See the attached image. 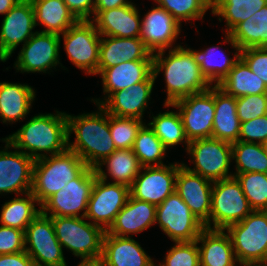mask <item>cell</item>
Segmentation results:
<instances>
[{"mask_svg": "<svg viewBox=\"0 0 267 266\" xmlns=\"http://www.w3.org/2000/svg\"><path fill=\"white\" fill-rule=\"evenodd\" d=\"M267 139V114L242 122L238 141L262 144Z\"/></svg>", "mask_w": 267, "mask_h": 266, "instance_id": "bcb514c9", "label": "cell"}, {"mask_svg": "<svg viewBox=\"0 0 267 266\" xmlns=\"http://www.w3.org/2000/svg\"><path fill=\"white\" fill-rule=\"evenodd\" d=\"M106 165L109 175L102 169ZM141 165L133 152V149H116L95 168L97 177L107 181L110 176L114 183L123 184L129 188L140 172Z\"/></svg>", "mask_w": 267, "mask_h": 266, "instance_id": "1f68e13d", "label": "cell"}, {"mask_svg": "<svg viewBox=\"0 0 267 266\" xmlns=\"http://www.w3.org/2000/svg\"><path fill=\"white\" fill-rule=\"evenodd\" d=\"M181 24L164 8L157 6L141 19L140 39L152 53L172 49Z\"/></svg>", "mask_w": 267, "mask_h": 266, "instance_id": "ffe728a7", "label": "cell"}, {"mask_svg": "<svg viewBox=\"0 0 267 266\" xmlns=\"http://www.w3.org/2000/svg\"><path fill=\"white\" fill-rule=\"evenodd\" d=\"M70 61L86 74H97L101 35L91 20H79L61 34Z\"/></svg>", "mask_w": 267, "mask_h": 266, "instance_id": "4fadbf2b", "label": "cell"}, {"mask_svg": "<svg viewBox=\"0 0 267 266\" xmlns=\"http://www.w3.org/2000/svg\"><path fill=\"white\" fill-rule=\"evenodd\" d=\"M24 239L25 251L35 266H67L50 216L40 212L27 226Z\"/></svg>", "mask_w": 267, "mask_h": 266, "instance_id": "7c38bea8", "label": "cell"}, {"mask_svg": "<svg viewBox=\"0 0 267 266\" xmlns=\"http://www.w3.org/2000/svg\"><path fill=\"white\" fill-rule=\"evenodd\" d=\"M153 54V74L155 78L163 70L166 83L167 98L164 104L192 94L202 93L212 86L203 76L200 66L195 62L192 53L181 45L169 50ZM165 56V57H164Z\"/></svg>", "mask_w": 267, "mask_h": 266, "instance_id": "7a4b0ae2", "label": "cell"}, {"mask_svg": "<svg viewBox=\"0 0 267 266\" xmlns=\"http://www.w3.org/2000/svg\"><path fill=\"white\" fill-rule=\"evenodd\" d=\"M235 258L240 266L263 263L267 257V211L253 210L245 219L229 225Z\"/></svg>", "mask_w": 267, "mask_h": 266, "instance_id": "5b68a950", "label": "cell"}, {"mask_svg": "<svg viewBox=\"0 0 267 266\" xmlns=\"http://www.w3.org/2000/svg\"><path fill=\"white\" fill-rule=\"evenodd\" d=\"M126 61H153V54L140 38L101 36L97 74Z\"/></svg>", "mask_w": 267, "mask_h": 266, "instance_id": "603a6c76", "label": "cell"}, {"mask_svg": "<svg viewBox=\"0 0 267 266\" xmlns=\"http://www.w3.org/2000/svg\"><path fill=\"white\" fill-rule=\"evenodd\" d=\"M187 49L192 53L195 62L200 66L201 73L211 85L214 82V85H219L223 81L240 57L241 51L236 49L231 59L219 46H212L203 51Z\"/></svg>", "mask_w": 267, "mask_h": 266, "instance_id": "d6a6232c", "label": "cell"}, {"mask_svg": "<svg viewBox=\"0 0 267 266\" xmlns=\"http://www.w3.org/2000/svg\"><path fill=\"white\" fill-rule=\"evenodd\" d=\"M267 5V0H212V14L226 20V32L229 33L238 23L246 21ZM221 17V18H220Z\"/></svg>", "mask_w": 267, "mask_h": 266, "instance_id": "e575fe53", "label": "cell"}, {"mask_svg": "<svg viewBox=\"0 0 267 266\" xmlns=\"http://www.w3.org/2000/svg\"><path fill=\"white\" fill-rule=\"evenodd\" d=\"M0 266H35L26 251L0 255Z\"/></svg>", "mask_w": 267, "mask_h": 266, "instance_id": "681fc988", "label": "cell"}, {"mask_svg": "<svg viewBox=\"0 0 267 266\" xmlns=\"http://www.w3.org/2000/svg\"><path fill=\"white\" fill-rule=\"evenodd\" d=\"M26 198L20 196L9 200L1 207V225L17 228L25 232L27 226L38 216L41 208H35L38 200L31 192L25 194Z\"/></svg>", "mask_w": 267, "mask_h": 266, "instance_id": "d590c367", "label": "cell"}, {"mask_svg": "<svg viewBox=\"0 0 267 266\" xmlns=\"http://www.w3.org/2000/svg\"><path fill=\"white\" fill-rule=\"evenodd\" d=\"M2 141L5 149L0 150V194L25 195L31 192L35 160L17 149L8 151L11 145L4 138Z\"/></svg>", "mask_w": 267, "mask_h": 266, "instance_id": "ac0fdd59", "label": "cell"}, {"mask_svg": "<svg viewBox=\"0 0 267 266\" xmlns=\"http://www.w3.org/2000/svg\"><path fill=\"white\" fill-rule=\"evenodd\" d=\"M213 182L187 170L181 163L175 180V192L204 225L209 221Z\"/></svg>", "mask_w": 267, "mask_h": 266, "instance_id": "d6986e66", "label": "cell"}, {"mask_svg": "<svg viewBox=\"0 0 267 266\" xmlns=\"http://www.w3.org/2000/svg\"><path fill=\"white\" fill-rule=\"evenodd\" d=\"M264 151L267 153V139L262 143Z\"/></svg>", "mask_w": 267, "mask_h": 266, "instance_id": "11a10c76", "label": "cell"}, {"mask_svg": "<svg viewBox=\"0 0 267 266\" xmlns=\"http://www.w3.org/2000/svg\"><path fill=\"white\" fill-rule=\"evenodd\" d=\"M148 125L167 149L183 142L188 147L190 143L186 137L180 114L177 111L159 113L153 116V120Z\"/></svg>", "mask_w": 267, "mask_h": 266, "instance_id": "f35d334b", "label": "cell"}, {"mask_svg": "<svg viewBox=\"0 0 267 266\" xmlns=\"http://www.w3.org/2000/svg\"><path fill=\"white\" fill-rule=\"evenodd\" d=\"M132 149L141 167L165 165L162 159L168 149L148 124L139 130Z\"/></svg>", "mask_w": 267, "mask_h": 266, "instance_id": "8d00e7d4", "label": "cell"}, {"mask_svg": "<svg viewBox=\"0 0 267 266\" xmlns=\"http://www.w3.org/2000/svg\"><path fill=\"white\" fill-rule=\"evenodd\" d=\"M10 58L8 52L4 49L0 39V61L6 62Z\"/></svg>", "mask_w": 267, "mask_h": 266, "instance_id": "db71d44e", "label": "cell"}, {"mask_svg": "<svg viewBox=\"0 0 267 266\" xmlns=\"http://www.w3.org/2000/svg\"><path fill=\"white\" fill-rule=\"evenodd\" d=\"M56 237L62 248L69 249L76 257L98 259L102 255L105 230L85 217H51Z\"/></svg>", "mask_w": 267, "mask_h": 266, "instance_id": "8992f818", "label": "cell"}, {"mask_svg": "<svg viewBox=\"0 0 267 266\" xmlns=\"http://www.w3.org/2000/svg\"><path fill=\"white\" fill-rule=\"evenodd\" d=\"M156 205L140 201L129 195L125 206L116 215L108 234L130 237L129 234H138L155 224Z\"/></svg>", "mask_w": 267, "mask_h": 266, "instance_id": "cb8c5ba5", "label": "cell"}, {"mask_svg": "<svg viewBox=\"0 0 267 266\" xmlns=\"http://www.w3.org/2000/svg\"><path fill=\"white\" fill-rule=\"evenodd\" d=\"M240 57L267 87V47H251L243 49L240 51Z\"/></svg>", "mask_w": 267, "mask_h": 266, "instance_id": "f6af8a7d", "label": "cell"}, {"mask_svg": "<svg viewBox=\"0 0 267 266\" xmlns=\"http://www.w3.org/2000/svg\"><path fill=\"white\" fill-rule=\"evenodd\" d=\"M35 91L28 84L0 83V117L3 123L25 119L30 112Z\"/></svg>", "mask_w": 267, "mask_h": 266, "instance_id": "f1b7e54d", "label": "cell"}, {"mask_svg": "<svg viewBox=\"0 0 267 266\" xmlns=\"http://www.w3.org/2000/svg\"><path fill=\"white\" fill-rule=\"evenodd\" d=\"M155 80L152 73L145 81L134 84L126 90L116 91L109 97L105 96V101L102 99H92V101L100 105L108 114L143 120Z\"/></svg>", "mask_w": 267, "mask_h": 266, "instance_id": "e0dca14e", "label": "cell"}, {"mask_svg": "<svg viewBox=\"0 0 267 266\" xmlns=\"http://www.w3.org/2000/svg\"><path fill=\"white\" fill-rule=\"evenodd\" d=\"M61 37L58 34L35 31L25 43L14 64L21 73L48 72L60 64Z\"/></svg>", "mask_w": 267, "mask_h": 266, "instance_id": "9a60e30c", "label": "cell"}, {"mask_svg": "<svg viewBox=\"0 0 267 266\" xmlns=\"http://www.w3.org/2000/svg\"><path fill=\"white\" fill-rule=\"evenodd\" d=\"M96 177L95 169L87 167L62 190L49 197L40 206L41 212L50 217H85ZM81 211L84 212L80 214Z\"/></svg>", "mask_w": 267, "mask_h": 266, "instance_id": "30bf717a", "label": "cell"}, {"mask_svg": "<svg viewBox=\"0 0 267 266\" xmlns=\"http://www.w3.org/2000/svg\"><path fill=\"white\" fill-rule=\"evenodd\" d=\"M233 176L239 181L250 207L256 211H267V174L247 172Z\"/></svg>", "mask_w": 267, "mask_h": 266, "instance_id": "ab89813d", "label": "cell"}, {"mask_svg": "<svg viewBox=\"0 0 267 266\" xmlns=\"http://www.w3.org/2000/svg\"><path fill=\"white\" fill-rule=\"evenodd\" d=\"M249 266H266L264 263H257V264H252V265H249Z\"/></svg>", "mask_w": 267, "mask_h": 266, "instance_id": "9f6ffc18", "label": "cell"}, {"mask_svg": "<svg viewBox=\"0 0 267 266\" xmlns=\"http://www.w3.org/2000/svg\"><path fill=\"white\" fill-rule=\"evenodd\" d=\"M21 0H0V14L5 15Z\"/></svg>", "mask_w": 267, "mask_h": 266, "instance_id": "816d5d0a", "label": "cell"}, {"mask_svg": "<svg viewBox=\"0 0 267 266\" xmlns=\"http://www.w3.org/2000/svg\"><path fill=\"white\" fill-rule=\"evenodd\" d=\"M101 259L104 266H151L154 261L131 236L105 232Z\"/></svg>", "mask_w": 267, "mask_h": 266, "instance_id": "d4e9b609", "label": "cell"}, {"mask_svg": "<svg viewBox=\"0 0 267 266\" xmlns=\"http://www.w3.org/2000/svg\"><path fill=\"white\" fill-rule=\"evenodd\" d=\"M78 20H91L94 16L95 0H63Z\"/></svg>", "mask_w": 267, "mask_h": 266, "instance_id": "c3c4849f", "label": "cell"}, {"mask_svg": "<svg viewBox=\"0 0 267 266\" xmlns=\"http://www.w3.org/2000/svg\"><path fill=\"white\" fill-rule=\"evenodd\" d=\"M87 164L73 151L36 159L33 166L31 193L41 206L49 197L77 178Z\"/></svg>", "mask_w": 267, "mask_h": 266, "instance_id": "277c9868", "label": "cell"}, {"mask_svg": "<svg viewBox=\"0 0 267 266\" xmlns=\"http://www.w3.org/2000/svg\"><path fill=\"white\" fill-rule=\"evenodd\" d=\"M132 3L133 2L128 0H95L94 11H106L109 9L122 7L124 5H129Z\"/></svg>", "mask_w": 267, "mask_h": 266, "instance_id": "f907efd6", "label": "cell"}, {"mask_svg": "<svg viewBox=\"0 0 267 266\" xmlns=\"http://www.w3.org/2000/svg\"><path fill=\"white\" fill-rule=\"evenodd\" d=\"M252 211L236 177L222 179L213 182L209 221L204 226L225 230L229 225L245 219Z\"/></svg>", "mask_w": 267, "mask_h": 266, "instance_id": "52a82bcc", "label": "cell"}, {"mask_svg": "<svg viewBox=\"0 0 267 266\" xmlns=\"http://www.w3.org/2000/svg\"><path fill=\"white\" fill-rule=\"evenodd\" d=\"M78 266H104V263L101 258L98 259H81V262Z\"/></svg>", "mask_w": 267, "mask_h": 266, "instance_id": "f5cc1de1", "label": "cell"}, {"mask_svg": "<svg viewBox=\"0 0 267 266\" xmlns=\"http://www.w3.org/2000/svg\"><path fill=\"white\" fill-rule=\"evenodd\" d=\"M263 263L267 266V257H266V259H265V261Z\"/></svg>", "mask_w": 267, "mask_h": 266, "instance_id": "6f0895ef", "label": "cell"}, {"mask_svg": "<svg viewBox=\"0 0 267 266\" xmlns=\"http://www.w3.org/2000/svg\"><path fill=\"white\" fill-rule=\"evenodd\" d=\"M134 3L106 11H94L91 21L101 36L140 38L141 20Z\"/></svg>", "mask_w": 267, "mask_h": 266, "instance_id": "7402d4cb", "label": "cell"}, {"mask_svg": "<svg viewBox=\"0 0 267 266\" xmlns=\"http://www.w3.org/2000/svg\"><path fill=\"white\" fill-rule=\"evenodd\" d=\"M237 115L246 122L267 114V94L246 95L236 98Z\"/></svg>", "mask_w": 267, "mask_h": 266, "instance_id": "ee69618b", "label": "cell"}, {"mask_svg": "<svg viewBox=\"0 0 267 266\" xmlns=\"http://www.w3.org/2000/svg\"><path fill=\"white\" fill-rule=\"evenodd\" d=\"M232 160L236 173L258 172L267 174V153L262 144L237 141L232 143Z\"/></svg>", "mask_w": 267, "mask_h": 266, "instance_id": "74e56055", "label": "cell"}, {"mask_svg": "<svg viewBox=\"0 0 267 266\" xmlns=\"http://www.w3.org/2000/svg\"><path fill=\"white\" fill-rule=\"evenodd\" d=\"M130 188L123 184L110 183L96 177L87 205L85 219L107 231L116 215L125 206Z\"/></svg>", "mask_w": 267, "mask_h": 266, "instance_id": "5bb4252c", "label": "cell"}, {"mask_svg": "<svg viewBox=\"0 0 267 266\" xmlns=\"http://www.w3.org/2000/svg\"><path fill=\"white\" fill-rule=\"evenodd\" d=\"M25 251L24 231L0 226V255Z\"/></svg>", "mask_w": 267, "mask_h": 266, "instance_id": "7dc6e473", "label": "cell"}, {"mask_svg": "<svg viewBox=\"0 0 267 266\" xmlns=\"http://www.w3.org/2000/svg\"><path fill=\"white\" fill-rule=\"evenodd\" d=\"M99 112L67 115L68 149L75 152L88 167L96 168L116 147L109 129V114L100 106ZM74 132L75 140L70 143Z\"/></svg>", "mask_w": 267, "mask_h": 266, "instance_id": "3957f363", "label": "cell"}, {"mask_svg": "<svg viewBox=\"0 0 267 266\" xmlns=\"http://www.w3.org/2000/svg\"><path fill=\"white\" fill-rule=\"evenodd\" d=\"M30 1L35 13V25L46 28L42 32L61 35L79 21L63 0Z\"/></svg>", "mask_w": 267, "mask_h": 266, "instance_id": "4dcf8cb0", "label": "cell"}, {"mask_svg": "<svg viewBox=\"0 0 267 266\" xmlns=\"http://www.w3.org/2000/svg\"><path fill=\"white\" fill-rule=\"evenodd\" d=\"M155 223L173 242L195 241L205 229L175 191L156 206Z\"/></svg>", "mask_w": 267, "mask_h": 266, "instance_id": "9c48e42d", "label": "cell"}, {"mask_svg": "<svg viewBox=\"0 0 267 266\" xmlns=\"http://www.w3.org/2000/svg\"><path fill=\"white\" fill-rule=\"evenodd\" d=\"M56 113L33 116L17 132L4 139L12 149L34 160L62 153L68 149L67 115L60 111Z\"/></svg>", "mask_w": 267, "mask_h": 266, "instance_id": "6da1fadb", "label": "cell"}, {"mask_svg": "<svg viewBox=\"0 0 267 266\" xmlns=\"http://www.w3.org/2000/svg\"><path fill=\"white\" fill-rule=\"evenodd\" d=\"M178 162L169 165L141 167L130 187V195L156 206L175 191Z\"/></svg>", "mask_w": 267, "mask_h": 266, "instance_id": "2e32d148", "label": "cell"}, {"mask_svg": "<svg viewBox=\"0 0 267 266\" xmlns=\"http://www.w3.org/2000/svg\"><path fill=\"white\" fill-rule=\"evenodd\" d=\"M186 152L191 155L194 169L181 163L187 170L198 174L211 182L230 178L229 165L232 161V143L215 139L204 138L190 141Z\"/></svg>", "mask_w": 267, "mask_h": 266, "instance_id": "ba28073f", "label": "cell"}, {"mask_svg": "<svg viewBox=\"0 0 267 266\" xmlns=\"http://www.w3.org/2000/svg\"><path fill=\"white\" fill-rule=\"evenodd\" d=\"M164 107L178 109L188 141L212 137L215 115L214 85L209 90L181 98Z\"/></svg>", "mask_w": 267, "mask_h": 266, "instance_id": "8fae6325", "label": "cell"}, {"mask_svg": "<svg viewBox=\"0 0 267 266\" xmlns=\"http://www.w3.org/2000/svg\"><path fill=\"white\" fill-rule=\"evenodd\" d=\"M199 243L175 242L174 246L167 251L165 260L158 266H200Z\"/></svg>", "mask_w": 267, "mask_h": 266, "instance_id": "7bdbcfd3", "label": "cell"}, {"mask_svg": "<svg viewBox=\"0 0 267 266\" xmlns=\"http://www.w3.org/2000/svg\"><path fill=\"white\" fill-rule=\"evenodd\" d=\"M218 86L235 98L267 94V87L264 82L250 70L241 57L238 58L229 74Z\"/></svg>", "mask_w": 267, "mask_h": 266, "instance_id": "836d02e7", "label": "cell"}, {"mask_svg": "<svg viewBox=\"0 0 267 266\" xmlns=\"http://www.w3.org/2000/svg\"><path fill=\"white\" fill-rule=\"evenodd\" d=\"M158 6L167 10L180 24L181 21L203 19L212 9V0H154Z\"/></svg>", "mask_w": 267, "mask_h": 266, "instance_id": "60d3db41", "label": "cell"}, {"mask_svg": "<svg viewBox=\"0 0 267 266\" xmlns=\"http://www.w3.org/2000/svg\"><path fill=\"white\" fill-rule=\"evenodd\" d=\"M196 241L201 243L200 266H237L232 241L225 230L205 228Z\"/></svg>", "mask_w": 267, "mask_h": 266, "instance_id": "484cf974", "label": "cell"}, {"mask_svg": "<svg viewBox=\"0 0 267 266\" xmlns=\"http://www.w3.org/2000/svg\"><path fill=\"white\" fill-rule=\"evenodd\" d=\"M153 73V61H126L103 69L101 75L103 93L108 97L132 85L145 81Z\"/></svg>", "mask_w": 267, "mask_h": 266, "instance_id": "4316f807", "label": "cell"}, {"mask_svg": "<svg viewBox=\"0 0 267 266\" xmlns=\"http://www.w3.org/2000/svg\"><path fill=\"white\" fill-rule=\"evenodd\" d=\"M35 13L30 0H21L9 10L1 23L0 39L11 56L20 43H26L33 35Z\"/></svg>", "mask_w": 267, "mask_h": 266, "instance_id": "44dd1931", "label": "cell"}, {"mask_svg": "<svg viewBox=\"0 0 267 266\" xmlns=\"http://www.w3.org/2000/svg\"><path fill=\"white\" fill-rule=\"evenodd\" d=\"M215 115L212 138L229 143L238 141L241 122L237 115L236 98L214 85Z\"/></svg>", "mask_w": 267, "mask_h": 266, "instance_id": "83f0119b", "label": "cell"}, {"mask_svg": "<svg viewBox=\"0 0 267 266\" xmlns=\"http://www.w3.org/2000/svg\"><path fill=\"white\" fill-rule=\"evenodd\" d=\"M225 43L236 49L267 47V5L225 33Z\"/></svg>", "mask_w": 267, "mask_h": 266, "instance_id": "f546056e", "label": "cell"}, {"mask_svg": "<svg viewBox=\"0 0 267 266\" xmlns=\"http://www.w3.org/2000/svg\"><path fill=\"white\" fill-rule=\"evenodd\" d=\"M144 124L140 119L109 114V129L116 149H132L137 134Z\"/></svg>", "mask_w": 267, "mask_h": 266, "instance_id": "b9f144b4", "label": "cell"}]
</instances>
